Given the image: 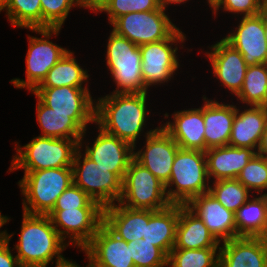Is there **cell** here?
I'll list each match as a JSON object with an SVG mask.
<instances>
[{"label": "cell", "instance_id": "obj_1", "mask_svg": "<svg viewBox=\"0 0 267 267\" xmlns=\"http://www.w3.org/2000/svg\"><path fill=\"white\" fill-rule=\"evenodd\" d=\"M147 93H110L96 102L95 124L134 148L148 116ZM147 115V116H146Z\"/></svg>", "mask_w": 267, "mask_h": 267}, {"label": "cell", "instance_id": "obj_2", "mask_svg": "<svg viewBox=\"0 0 267 267\" xmlns=\"http://www.w3.org/2000/svg\"><path fill=\"white\" fill-rule=\"evenodd\" d=\"M15 245L21 267H47L51 262L66 260L62 252L68 245L59 236L48 215H31L23 212L21 232Z\"/></svg>", "mask_w": 267, "mask_h": 267}, {"label": "cell", "instance_id": "obj_3", "mask_svg": "<svg viewBox=\"0 0 267 267\" xmlns=\"http://www.w3.org/2000/svg\"><path fill=\"white\" fill-rule=\"evenodd\" d=\"M73 184L72 167L24 171L18 182L23 198V212L31 215H48L58 197Z\"/></svg>", "mask_w": 267, "mask_h": 267}, {"label": "cell", "instance_id": "obj_4", "mask_svg": "<svg viewBox=\"0 0 267 267\" xmlns=\"http://www.w3.org/2000/svg\"><path fill=\"white\" fill-rule=\"evenodd\" d=\"M209 184L205 152L179 148L165 184L171 204L186 205L194 197L209 192Z\"/></svg>", "mask_w": 267, "mask_h": 267}, {"label": "cell", "instance_id": "obj_5", "mask_svg": "<svg viewBox=\"0 0 267 267\" xmlns=\"http://www.w3.org/2000/svg\"><path fill=\"white\" fill-rule=\"evenodd\" d=\"M81 139H66L37 136L21 147L18 142L9 168L37 171L51 168L72 167Z\"/></svg>", "mask_w": 267, "mask_h": 267}, {"label": "cell", "instance_id": "obj_6", "mask_svg": "<svg viewBox=\"0 0 267 267\" xmlns=\"http://www.w3.org/2000/svg\"><path fill=\"white\" fill-rule=\"evenodd\" d=\"M106 51V65L117 86L113 93L147 92L141 74L139 46L112 30Z\"/></svg>", "mask_w": 267, "mask_h": 267}, {"label": "cell", "instance_id": "obj_7", "mask_svg": "<svg viewBox=\"0 0 267 267\" xmlns=\"http://www.w3.org/2000/svg\"><path fill=\"white\" fill-rule=\"evenodd\" d=\"M118 203L131 209L152 211L171 205L165 184L135 159L130 162L125 172Z\"/></svg>", "mask_w": 267, "mask_h": 267}, {"label": "cell", "instance_id": "obj_8", "mask_svg": "<svg viewBox=\"0 0 267 267\" xmlns=\"http://www.w3.org/2000/svg\"><path fill=\"white\" fill-rule=\"evenodd\" d=\"M82 143V141L79 142V148L72 164L73 183L103 208L115 204L122 194V180L111 172V169L98 166L97 163L81 153L84 146Z\"/></svg>", "mask_w": 267, "mask_h": 267}, {"label": "cell", "instance_id": "obj_9", "mask_svg": "<svg viewBox=\"0 0 267 267\" xmlns=\"http://www.w3.org/2000/svg\"><path fill=\"white\" fill-rule=\"evenodd\" d=\"M61 28L31 29L42 38L28 36L29 48L26 55V80L14 78L10 82L16 88L32 92L46 78L48 71L69 51L49 39L58 35Z\"/></svg>", "mask_w": 267, "mask_h": 267}, {"label": "cell", "instance_id": "obj_10", "mask_svg": "<svg viewBox=\"0 0 267 267\" xmlns=\"http://www.w3.org/2000/svg\"><path fill=\"white\" fill-rule=\"evenodd\" d=\"M185 40L186 35L178 28L168 39L139 46L141 74L147 88L167 83L171 77L173 78L175 71L180 67L176 55L177 43H184Z\"/></svg>", "mask_w": 267, "mask_h": 267}, {"label": "cell", "instance_id": "obj_11", "mask_svg": "<svg viewBox=\"0 0 267 267\" xmlns=\"http://www.w3.org/2000/svg\"><path fill=\"white\" fill-rule=\"evenodd\" d=\"M112 30L137 46L168 39L177 29L162 8L118 17Z\"/></svg>", "mask_w": 267, "mask_h": 267}, {"label": "cell", "instance_id": "obj_12", "mask_svg": "<svg viewBox=\"0 0 267 267\" xmlns=\"http://www.w3.org/2000/svg\"><path fill=\"white\" fill-rule=\"evenodd\" d=\"M48 216L59 236L64 241L69 237L68 245L72 243L82 250L103 223V208L52 210Z\"/></svg>", "mask_w": 267, "mask_h": 267}, {"label": "cell", "instance_id": "obj_13", "mask_svg": "<svg viewBox=\"0 0 267 267\" xmlns=\"http://www.w3.org/2000/svg\"><path fill=\"white\" fill-rule=\"evenodd\" d=\"M145 134L144 148L134 151V159L166 184L170 179L173 161L180 147L161 126Z\"/></svg>", "mask_w": 267, "mask_h": 267}, {"label": "cell", "instance_id": "obj_14", "mask_svg": "<svg viewBox=\"0 0 267 267\" xmlns=\"http://www.w3.org/2000/svg\"><path fill=\"white\" fill-rule=\"evenodd\" d=\"M240 19L238 27L223 38L240 52L247 66L267 64L263 11Z\"/></svg>", "mask_w": 267, "mask_h": 267}, {"label": "cell", "instance_id": "obj_15", "mask_svg": "<svg viewBox=\"0 0 267 267\" xmlns=\"http://www.w3.org/2000/svg\"><path fill=\"white\" fill-rule=\"evenodd\" d=\"M206 52L210 60L214 76L219 79L224 88L237 96L242 89L248 66L240 52L224 38L211 45Z\"/></svg>", "mask_w": 267, "mask_h": 267}, {"label": "cell", "instance_id": "obj_16", "mask_svg": "<svg viewBox=\"0 0 267 267\" xmlns=\"http://www.w3.org/2000/svg\"><path fill=\"white\" fill-rule=\"evenodd\" d=\"M186 206L203 221L219 243L241 237L237 233L235 213L226 209L209 192L194 197Z\"/></svg>", "mask_w": 267, "mask_h": 267}, {"label": "cell", "instance_id": "obj_17", "mask_svg": "<svg viewBox=\"0 0 267 267\" xmlns=\"http://www.w3.org/2000/svg\"><path fill=\"white\" fill-rule=\"evenodd\" d=\"M98 131L92 146L85 145L84 154L98 166L111 169L123 181L136 149L118 137L104 132L100 127Z\"/></svg>", "mask_w": 267, "mask_h": 267}, {"label": "cell", "instance_id": "obj_18", "mask_svg": "<svg viewBox=\"0 0 267 267\" xmlns=\"http://www.w3.org/2000/svg\"><path fill=\"white\" fill-rule=\"evenodd\" d=\"M101 267H135L131 245L102 223L92 240L81 250Z\"/></svg>", "mask_w": 267, "mask_h": 267}, {"label": "cell", "instance_id": "obj_19", "mask_svg": "<svg viewBox=\"0 0 267 267\" xmlns=\"http://www.w3.org/2000/svg\"><path fill=\"white\" fill-rule=\"evenodd\" d=\"M36 106L37 121L42 132L39 136L83 141L87 124L95 123V114H60L39 99Z\"/></svg>", "mask_w": 267, "mask_h": 267}, {"label": "cell", "instance_id": "obj_20", "mask_svg": "<svg viewBox=\"0 0 267 267\" xmlns=\"http://www.w3.org/2000/svg\"><path fill=\"white\" fill-rule=\"evenodd\" d=\"M220 244L219 267H267V237L241 236Z\"/></svg>", "mask_w": 267, "mask_h": 267}, {"label": "cell", "instance_id": "obj_21", "mask_svg": "<svg viewBox=\"0 0 267 267\" xmlns=\"http://www.w3.org/2000/svg\"><path fill=\"white\" fill-rule=\"evenodd\" d=\"M32 93L44 105L60 114H95L96 111V102L92 99L89 88H35Z\"/></svg>", "mask_w": 267, "mask_h": 267}, {"label": "cell", "instance_id": "obj_22", "mask_svg": "<svg viewBox=\"0 0 267 267\" xmlns=\"http://www.w3.org/2000/svg\"><path fill=\"white\" fill-rule=\"evenodd\" d=\"M173 121H167L161 127L182 149L205 152V126L203 105L199 108L181 110L172 114Z\"/></svg>", "mask_w": 267, "mask_h": 267}, {"label": "cell", "instance_id": "obj_23", "mask_svg": "<svg viewBox=\"0 0 267 267\" xmlns=\"http://www.w3.org/2000/svg\"><path fill=\"white\" fill-rule=\"evenodd\" d=\"M203 120L205 126V151L226 146L229 143L236 105L219 103L203 96Z\"/></svg>", "mask_w": 267, "mask_h": 267}, {"label": "cell", "instance_id": "obj_24", "mask_svg": "<svg viewBox=\"0 0 267 267\" xmlns=\"http://www.w3.org/2000/svg\"><path fill=\"white\" fill-rule=\"evenodd\" d=\"M209 180L236 179L241 170L257 154L254 149L221 146L205 151Z\"/></svg>", "mask_w": 267, "mask_h": 267}, {"label": "cell", "instance_id": "obj_25", "mask_svg": "<svg viewBox=\"0 0 267 267\" xmlns=\"http://www.w3.org/2000/svg\"><path fill=\"white\" fill-rule=\"evenodd\" d=\"M150 219V210L131 209L120 203L103 208V223L127 243L145 236V223Z\"/></svg>", "mask_w": 267, "mask_h": 267}, {"label": "cell", "instance_id": "obj_26", "mask_svg": "<svg viewBox=\"0 0 267 267\" xmlns=\"http://www.w3.org/2000/svg\"><path fill=\"white\" fill-rule=\"evenodd\" d=\"M240 111L236 106L231 136L228 145L251 148L255 151L267 125V107L253 106Z\"/></svg>", "mask_w": 267, "mask_h": 267}, {"label": "cell", "instance_id": "obj_27", "mask_svg": "<svg viewBox=\"0 0 267 267\" xmlns=\"http://www.w3.org/2000/svg\"><path fill=\"white\" fill-rule=\"evenodd\" d=\"M208 247H220V243L198 216L186 205L179 204V219L173 249H202Z\"/></svg>", "mask_w": 267, "mask_h": 267}, {"label": "cell", "instance_id": "obj_28", "mask_svg": "<svg viewBox=\"0 0 267 267\" xmlns=\"http://www.w3.org/2000/svg\"><path fill=\"white\" fill-rule=\"evenodd\" d=\"M178 219L179 204H171L158 211L150 210V219L145 223V236L142 239L160 248L169 256L175 246Z\"/></svg>", "mask_w": 267, "mask_h": 267}, {"label": "cell", "instance_id": "obj_29", "mask_svg": "<svg viewBox=\"0 0 267 267\" xmlns=\"http://www.w3.org/2000/svg\"><path fill=\"white\" fill-rule=\"evenodd\" d=\"M240 236L267 237V193L250 198L235 212Z\"/></svg>", "mask_w": 267, "mask_h": 267}, {"label": "cell", "instance_id": "obj_30", "mask_svg": "<svg viewBox=\"0 0 267 267\" xmlns=\"http://www.w3.org/2000/svg\"><path fill=\"white\" fill-rule=\"evenodd\" d=\"M89 77L90 75L88 74L87 69L84 70L79 65L75 59L74 52L69 50L48 71L46 78L36 88H53L62 86L88 88L84 83L88 82L87 80Z\"/></svg>", "mask_w": 267, "mask_h": 267}, {"label": "cell", "instance_id": "obj_31", "mask_svg": "<svg viewBox=\"0 0 267 267\" xmlns=\"http://www.w3.org/2000/svg\"><path fill=\"white\" fill-rule=\"evenodd\" d=\"M236 97L247 107H267V64L248 66L242 89Z\"/></svg>", "mask_w": 267, "mask_h": 267}, {"label": "cell", "instance_id": "obj_32", "mask_svg": "<svg viewBox=\"0 0 267 267\" xmlns=\"http://www.w3.org/2000/svg\"><path fill=\"white\" fill-rule=\"evenodd\" d=\"M5 10L12 26L29 30L42 29L40 0H9Z\"/></svg>", "mask_w": 267, "mask_h": 267}, {"label": "cell", "instance_id": "obj_33", "mask_svg": "<svg viewBox=\"0 0 267 267\" xmlns=\"http://www.w3.org/2000/svg\"><path fill=\"white\" fill-rule=\"evenodd\" d=\"M220 247L202 249H172L168 256L170 267H219Z\"/></svg>", "mask_w": 267, "mask_h": 267}, {"label": "cell", "instance_id": "obj_34", "mask_svg": "<svg viewBox=\"0 0 267 267\" xmlns=\"http://www.w3.org/2000/svg\"><path fill=\"white\" fill-rule=\"evenodd\" d=\"M212 184L209 193L234 213L250 199L249 193H252L237 179H222Z\"/></svg>", "mask_w": 267, "mask_h": 267}, {"label": "cell", "instance_id": "obj_35", "mask_svg": "<svg viewBox=\"0 0 267 267\" xmlns=\"http://www.w3.org/2000/svg\"><path fill=\"white\" fill-rule=\"evenodd\" d=\"M159 0H97L90 10L105 12L109 23L112 24L118 17L132 12H147L160 9Z\"/></svg>", "mask_w": 267, "mask_h": 267}, {"label": "cell", "instance_id": "obj_36", "mask_svg": "<svg viewBox=\"0 0 267 267\" xmlns=\"http://www.w3.org/2000/svg\"><path fill=\"white\" fill-rule=\"evenodd\" d=\"M42 29L62 28L71 8H89L86 0H40Z\"/></svg>", "mask_w": 267, "mask_h": 267}, {"label": "cell", "instance_id": "obj_37", "mask_svg": "<svg viewBox=\"0 0 267 267\" xmlns=\"http://www.w3.org/2000/svg\"><path fill=\"white\" fill-rule=\"evenodd\" d=\"M236 179L250 192L257 191V196L261 195L267 190V159L256 154Z\"/></svg>", "mask_w": 267, "mask_h": 267}, {"label": "cell", "instance_id": "obj_38", "mask_svg": "<svg viewBox=\"0 0 267 267\" xmlns=\"http://www.w3.org/2000/svg\"><path fill=\"white\" fill-rule=\"evenodd\" d=\"M135 267H168V256L152 243L144 239L128 242Z\"/></svg>", "mask_w": 267, "mask_h": 267}, {"label": "cell", "instance_id": "obj_39", "mask_svg": "<svg viewBox=\"0 0 267 267\" xmlns=\"http://www.w3.org/2000/svg\"><path fill=\"white\" fill-rule=\"evenodd\" d=\"M74 208H103L93 200L80 187L71 184L57 199L52 210H65Z\"/></svg>", "mask_w": 267, "mask_h": 267}, {"label": "cell", "instance_id": "obj_40", "mask_svg": "<svg viewBox=\"0 0 267 267\" xmlns=\"http://www.w3.org/2000/svg\"><path fill=\"white\" fill-rule=\"evenodd\" d=\"M221 9L228 13L240 14L242 17H247L260 14L261 5L260 0H222L220 5L212 12L215 15Z\"/></svg>", "mask_w": 267, "mask_h": 267}, {"label": "cell", "instance_id": "obj_41", "mask_svg": "<svg viewBox=\"0 0 267 267\" xmlns=\"http://www.w3.org/2000/svg\"><path fill=\"white\" fill-rule=\"evenodd\" d=\"M14 234L6 233V239L0 243V267H21L17 256H13L9 242Z\"/></svg>", "mask_w": 267, "mask_h": 267}, {"label": "cell", "instance_id": "obj_42", "mask_svg": "<svg viewBox=\"0 0 267 267\" xmlns=\"http://www.w3.org/2000/svg\"><path fill=\"white\" fill-rule=\"evenodd\" d=\"M258 156L267 159V125L265 127V131L263 132L260 143L256 150Z\"/></svg>", "mask_w": 267, "mask_h": 267}, {"label": "cell", "instance_id": "obj_43", "mask_svg": "<svg viewBox=\"0 0 267 267\" xmlns=\"http://www.w3.org/2000/svg\"><path fill=\"white\" fill-rule=\"evenodd\" d=\"M9 221H10V218H8L7 216L2 215L1 212H0V228L3 227V225H5ZM6 233H7L6 230L0 231V243L4 239H6Z\"/></svg>", "mask_w": 267, "mask_h": 267}, {"label": "cell", "instance_id": "obj_44", "mask_svg": "<svg viewBox=\"0 0 267 267\" xmlns=\"http://www.w3.org/2000/svg\"><path fill=\"white\" fill-rule=\"evenodd\" d=\"M188 0H159L160 7L166 11V7L168 8L169 4H181L185 3Z\"/></svg>", "mask_w": 267, "mask_h": 267}, {"label": "cell", "instance_id": "obj_45", "mask_svg": "<svg viewBox=\"0 0 267 267\" xmlns=\"http://www.w3.org/2000/svg\"><path fill=\"white\" fill-rule=\"evenodd\" d=\"M55 265H56L55 267H83V266L76 264V262L72 260L70 261L68 259H66L64 262L60 264H55Z\"/></svg>", "mask_w": 267, "mask_h": 267}, {"label": "cell", "instance_id": "obj_46", "mask_svg": "<svg viewBox=\"0 0 267 267\" xmlns=\"http://www.w3.org/2000/svg\"><path fill=\"white\" fill-rule=\"evenodd\" d=\"M209 7H211L214 11L219 5L220 3L222 2V0H206Z\"/></svg>", "mask_w": 267, "mask_h": 267}, {"label": "cell", "instance_id": "obj_47", "mask_svg": "<svg viewBox=\"0 0 267 267\" xmlns=\"http://www.w3.org/2000/svg\"><path fill=\"white\" fill-rule=\"evenodd\" d=\"M263 25H264V31H265V38L267 41V12L263 11Z\"/></svg>", "mask_w": 267, "mask_h": 267}, {"label": "cell", "instance_id": "obj_48", "mask_svg": "<svg viewBox=\"0 0 267 267\" xmlns=\"http://www.w3.org/2000/svg\"><path fill=\"white\" fill-rule=\"evenodd\" d=\"M9 0H0V12L6 9L8 5Z\"/></svg>", "mask_w": 267, "mask_h": 267}, {"label": "cell", "instance_id": "obj_49", "mask_svg": "<svg viewBox=\"0 0 267 267\" xmlns=\"http://www.w3.org/2000/svg\"><path fill=\"white\" fill-rule=\"evenodd\" d=\"M261 11L267 12V0H260Z\"/></svg>", "mask_w": 267, "mask_h": 267}, {"label": "cell", "instance_id": "obj_50", "mask_svg": "<svg viewBox=\"0 0 267 267\" xmlns=\"http://www.w3.org/2000/svg\"><path fill=\"white\" fill-rule=\"evenodd\" d=\"M87 259H88L89 263L85 267H101V266L95 264L88 256H87Z\"/></svg>", "mask_w": 267, "mask_h": 267}, {"label": "cell", "instance_id": "obj_51", "mask_svg": "<svg viewBox=\"0 0 267 267\" xmlns=\"http://www.w3.org/2000/svg\"><path fill=\"white\" fill-rule=\"evenodd\" d=\"M97 0H86V3L91 7Z\"/></svg>", "mask_w": 267, "mask_h": 267}]
</instances>
